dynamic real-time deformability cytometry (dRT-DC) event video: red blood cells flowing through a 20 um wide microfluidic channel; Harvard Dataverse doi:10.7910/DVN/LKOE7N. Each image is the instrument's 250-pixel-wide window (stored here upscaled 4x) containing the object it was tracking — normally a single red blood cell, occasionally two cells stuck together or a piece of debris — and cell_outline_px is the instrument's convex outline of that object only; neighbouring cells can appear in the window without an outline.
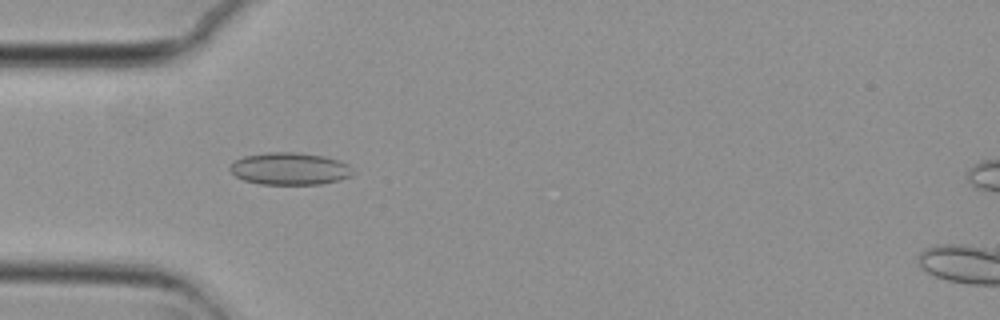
{"species": "common noctule bat (a hibernating species)", "species_latin": "Nyctalus noctula", "temperature_condition": "cold", "stored_images_in_passage": 48, "camera_frame_rate_fps": 3000, "um_per_image_px": 0.085, "animal": {"sex": "female", "body_mass_g": 29.2, "forearm_length_mm": 56.3}, "frame": {"image": 1, "passage_image": 10, "time_ms": 3.0, "image_size_px": [1000, 320], "cell_outline_px": [[352, 176], [340, 180], [320, 184], [260, 184], [244, 180], [236, 176], [228, 168], [236, 160], [244, 156], [268, 152], [296, 152], [324, 156], [340, 160], [348, 164], [352, 172]], "centroid_in_image_um": [24.64, 14.34], "position_along_channel_um": 60.4, "area_um2": 23.06}}
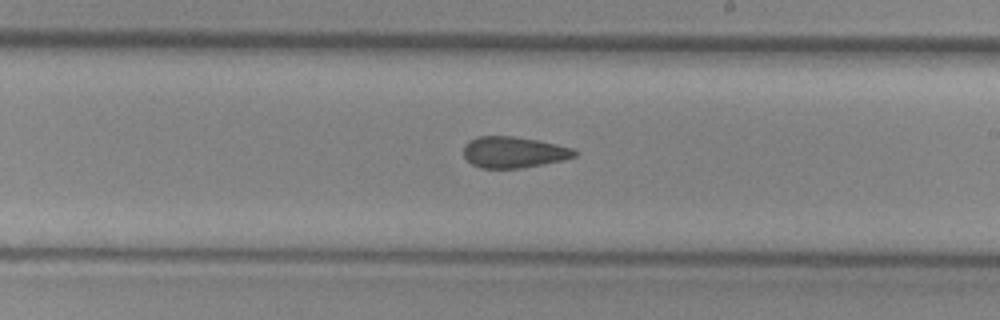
{"frame": {"image": 2, "passage_image": 25, "time_ms": 8.0, "image_size_px": [1000, 320], "cell_outline_px": [[580, 152], [576, 156], [564, 160], [520, 168], [480, 168], [472, 164], [464, 156], [464, 144], [480, 136], [512, 136], [536, 140], [556, 144], [572, 148]], "centroid_in_image_um": [43.69, 12.94], "position_along_channel_um": 245.3, "area_um2": 20.06}}
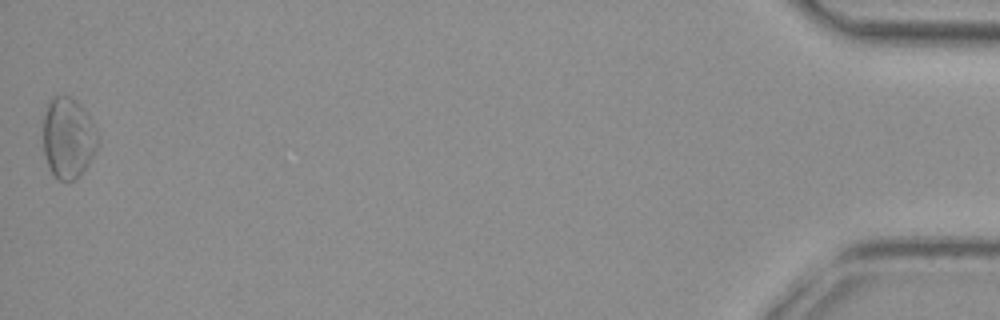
{"frame": {"image": 3, "passage_image": 48, "time_ms": 15.667, "image_size_px": [1000, 320], "cell_outline_px": [[100, 140], [88, 164], [76, 180], [68, 184], [60, 180], [52, 172], [48, 164], [44, 152], [44, 116], [48, 104], [52, 96], [68, 96], [80, 104], [96, 128]], "centroid_in_image_um": [5.81, 11.75], "position_along_channel_um": 429.4, "area_um2": 25.61}, "authors_computed_cell_mechanics": {"area_um2": 21.4727, "velocity_mm_per_s": 3.742, "shape_relaxation_time_tau1_ms": null, "shape_relaxation_time_tau2_ms": 2.8108, "deformation_change_tau1": null, "deformation_change_tau2": 0.0842}}